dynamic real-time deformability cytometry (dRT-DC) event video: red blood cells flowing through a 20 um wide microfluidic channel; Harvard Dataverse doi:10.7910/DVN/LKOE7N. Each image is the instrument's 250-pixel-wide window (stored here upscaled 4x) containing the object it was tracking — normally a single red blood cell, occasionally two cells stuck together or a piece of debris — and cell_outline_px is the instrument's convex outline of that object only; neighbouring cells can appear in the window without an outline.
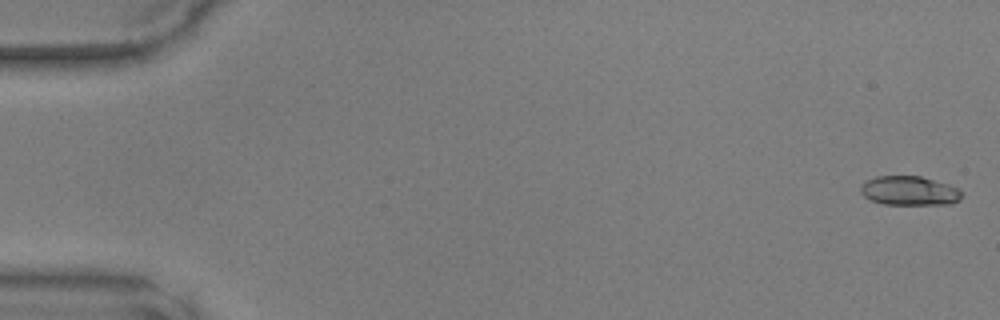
{"species": "common noctule bat (a hibernating species)", "species_latin": "Nyctalus noctula", "temperature_condition": "warm", "stored_images_in_passage": 48, "camera_frame_rate_fps": 3000, "um_per_image_px": 0.085, "animal": {"sex": "male", "body_mass_g": 17.9, "forearm_length_mm": 54.2}, "frame": {"image": 1, "passage_image": 1, "time_ms": 0.0, "image_size_px": [1000, 320], "cell_outline_px": [[964, 192], [960, 200], [952, 204], [884, 204], [872, 200], [864, 196], [860, 192], [860, 188], [868, 180], [876, 176], [920, 176], [948, 184], [960, 188]], "centroid_in_image_um": [77.36, 16.22], "position_along_channel_um": 7.6, "area_um2": 17.22}}
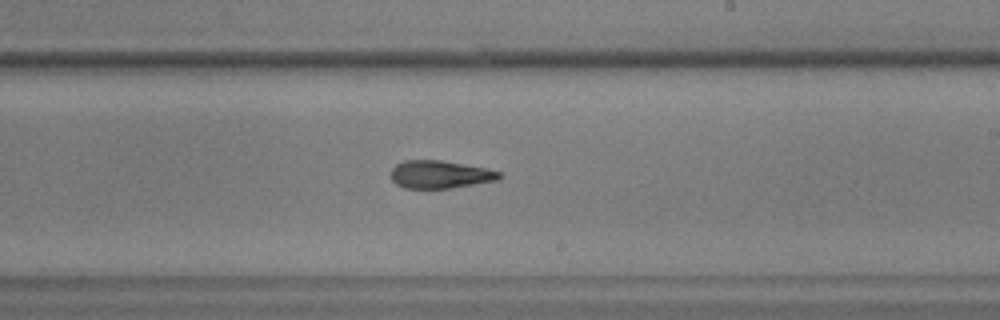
{"frame": {"image": 2, "passage_image": 29, "time_ms": 9.333, "image_size_px": [1000, 320], "cell_outline_px": [[500, 176], [496, 180], [452, 188], [404, 188], [396, 184], [392, 180], [392, 168], [396, 164], [404, 160], [440, 160], [484, 168], [500, 172]], "centroid_in_image_um": [37.35, 14.83], "position_along_channel_um": 251.7, "area_um2": 17.28}}
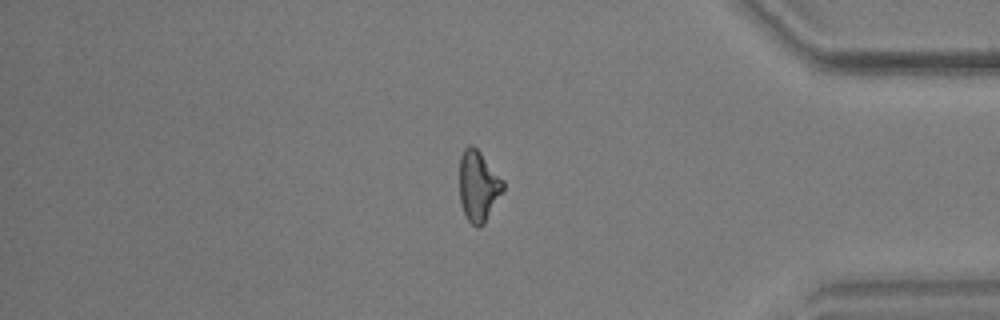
{"frame": {"image": 3, "passage_image": 41, "time_ms": 13.333, "image_size_px": [1000, 320], "cell_outline_px": [[504, 188], [484, 224], [480, 228], [476, 228], [468, 220], [464, 212], [460, 200], [460, 156], [464, 148], [468, 144], [472, 144], [480, 152], [504, 180]], "centroid_in_image_um": [40.65, 15.8], "position_along_channel_um": 394.5, "area_um2": 17.92}}